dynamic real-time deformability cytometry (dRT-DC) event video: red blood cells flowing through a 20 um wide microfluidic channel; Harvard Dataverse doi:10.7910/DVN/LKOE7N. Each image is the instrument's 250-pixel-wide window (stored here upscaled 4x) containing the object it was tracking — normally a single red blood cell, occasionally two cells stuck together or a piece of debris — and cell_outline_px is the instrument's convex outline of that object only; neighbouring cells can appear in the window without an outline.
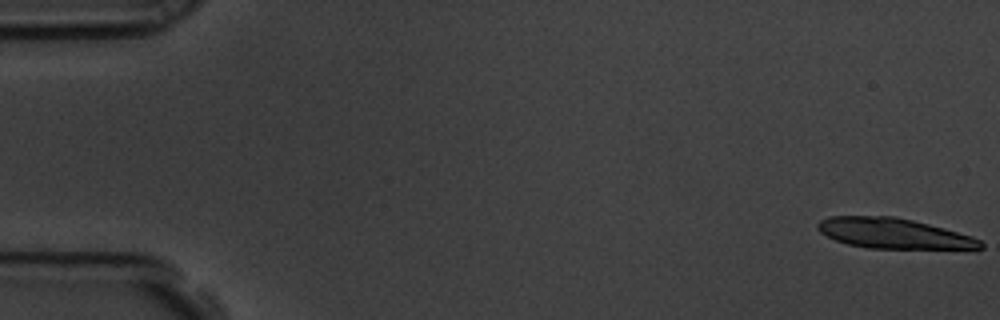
{"species": "common noctule bat (a hibernating species)", "species_latin": "Nyctalus noctula", "temperature_condition": "room temperature", "stored_images_in_passage": 17, "camera_frame_rate_fps": 3000, "um_per_image_px": 0.085, "animal": {"sex": "male", "body_mass_g": 19.5, "forearm_length_mm": 54.6}, "frame": {"image": 1, "passage_image": 1, "time_ms": 0.0, "image_size_px": [1000, 320], "cell_outline_px": [[984, 248], [868, 248], [848, 244], [836, 240], [820, 232], [816, 228], [816, 224], [820, 220], [828, 216], [896, 216], [944, 228], [972, 236], [980, 240], [984, 244]], "centroid_in_image_um": [75.91, 19.82], "position_along_channel_um": 9.1, "area_um2": 28.5}}